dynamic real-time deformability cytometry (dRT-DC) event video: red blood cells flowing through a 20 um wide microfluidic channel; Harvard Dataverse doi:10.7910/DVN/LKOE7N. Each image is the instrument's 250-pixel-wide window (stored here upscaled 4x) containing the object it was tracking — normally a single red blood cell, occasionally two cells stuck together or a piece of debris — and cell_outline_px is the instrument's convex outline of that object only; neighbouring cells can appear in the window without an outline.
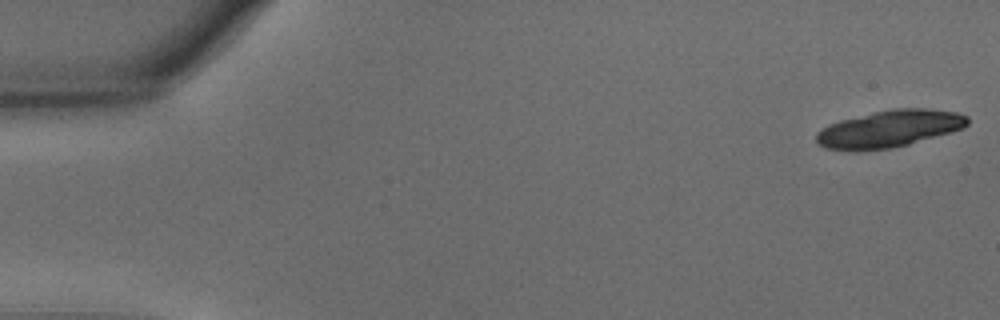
{"species": "common noctule bat (a hibernating species)", "species_latin": "Nyctalus noctula", "temperature_condition": "warm", "stored_images_in_passage": 20, "camera_frame_rate_fps": 3000, "um_per_image_px": 0.085, "animal": {"sex": "male", "body_mass_g": 15.6}, "frame": {"image": 1, "passage_image": 1, "time_ms": 0.0, "image_size_px": [1000, 320], "cell_outline_px": [[968, 124], [964, 128], [952, 132], [908, 144], [888, 148], [856, 152], [824, 148], [816, 144], [816, 132], [828, 124], [840, 120], [872, 112], [892, 108], [924, 108], [956, 112], [968, 116]], "centroid_in_image_um": [75.55, 10.95], "position_along_channel_um": 9.5, "area_um2": 33.0}}